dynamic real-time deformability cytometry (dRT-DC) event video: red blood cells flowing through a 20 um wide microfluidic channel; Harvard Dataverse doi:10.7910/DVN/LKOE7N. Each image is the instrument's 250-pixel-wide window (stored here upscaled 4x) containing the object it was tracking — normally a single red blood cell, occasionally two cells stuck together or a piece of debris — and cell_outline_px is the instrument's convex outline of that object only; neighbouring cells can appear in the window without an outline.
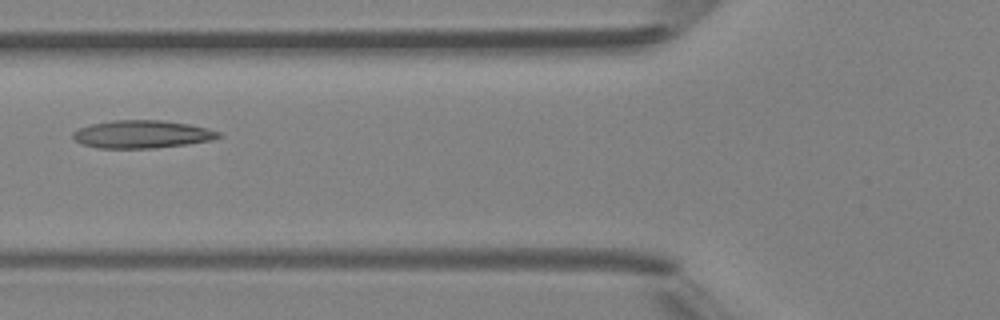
{"species": "Egyptian fruit bat (a non-hibernating species)", "species_latin": "Rousettus aegyptiacus", "temperature_condition": "room temperature", "stored_images_in_passage": 2, "camera_frame_rate_fps": 3000, "um_per_image_px": 0.085, "animal": {"sex": "female"}, "frame": {"image": 1, "passage_image": 2, "time_ms": 1.0, "image_size_px": [1000, 320], "cell_outline_px": [[224, 136], [212, 140], [188, 144], [156, 148], [100, 148], [84, 144], [76, 140], [72, 136], [72, 132], [80, 128], [92, 124], [112, 120], [164, 120], [188, 124], [208, 128], [220, 132]], "centroid_in_image_um": [12.13, 11.41], "position_along_channel_um": 113.7, "area_um2": 23.64}}